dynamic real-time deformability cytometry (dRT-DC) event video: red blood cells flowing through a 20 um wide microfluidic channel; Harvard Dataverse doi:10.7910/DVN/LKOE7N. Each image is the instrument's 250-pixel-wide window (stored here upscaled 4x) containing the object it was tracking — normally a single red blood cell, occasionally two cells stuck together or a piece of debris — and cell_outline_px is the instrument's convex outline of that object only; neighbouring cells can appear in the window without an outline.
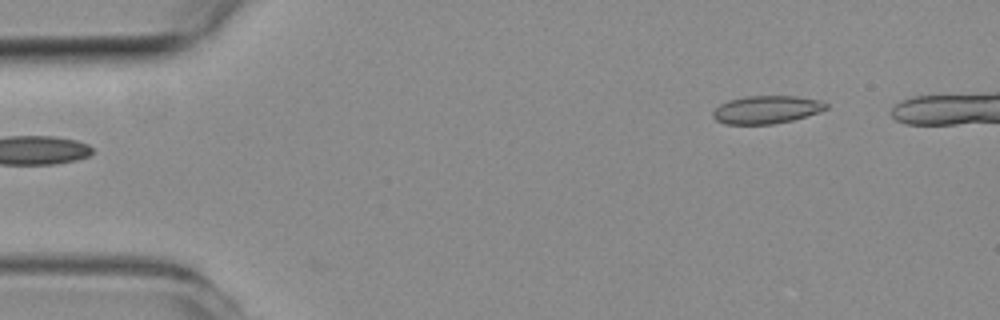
{"species": "common noctule bat (a hibernating species)", "species_latin": "Nyctalus noctula", "temperature_condition": "room temperature", "stored_images_in_passage": 40, "camera_frame_rate_fps": 3000, "um_per_image_px": 0.085, "animal": {"sex": "female", "body_mass_g": 19.3, "forearm_length_mm": 54.1}, "frame": {"image": 1, "passage_image": 1, "time_ms": 0.0, "image_size_px": [1000, 320], "cell_outline_px": [[828, 108], [792, 120], [772, 124], [724, 124], [716, 120], [712, 116], [712, 112], [720, 104], [728, 100], [748, 96], [796, 96], [820, 100], [828, 104]], "centroid_in_image_um": [65.12, 9.31], "position_along_channel_um": 19.9, "area_um2": 18.26}}
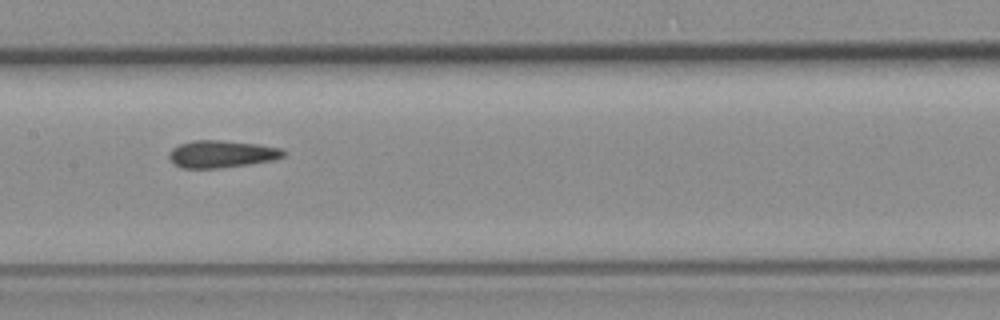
{"frame": {"image": 2, "passage_image": 20, "time_ms": 6.333, "image_size_px": [1000, 320], "cell_outline_px": [[284, 156], [272, 160], [248, 164], [220, 168], [180, 168], [172, 164], [168, 156], [168, 152], [172, 148], [180, 144], [192, 140], [220, 140], [260, 144], [280, 148], [284, 152]], "centroid_in_image_um": [18.77, 13.09], "position_along_channel_um": 188.6, "area_um2": 18.26}}
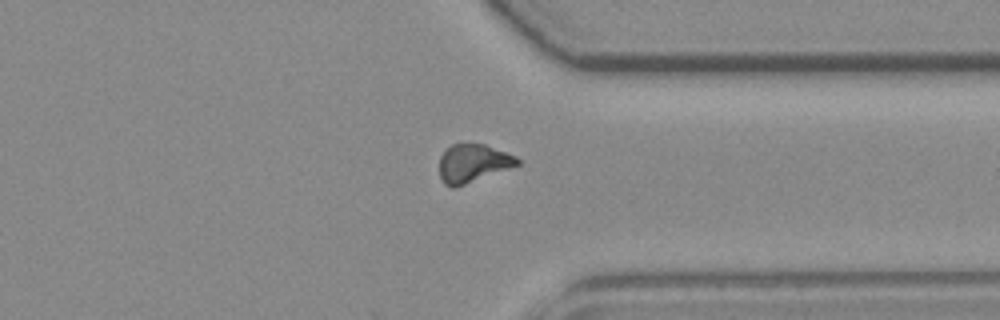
{"frame": {"image": 3, "passage_image": 34, "time_ms": 11.0, "image_size_px": [1000, 320], "cell_outline_px": [[520, 164], [456, 188], [452, 188], [444, 184], [440, 176], [440, 156], [452, 144], [484, 144], [516, 156], [520, 160]], "centroid_in_image_um": [40.19, 13.89], "position_along_channel_um": 371.2, "area_um2": 17.22}, "authors_computed_cell_mechanics": {"area_um2": 18.2359, "velocity_mm_per_s": 3.9783, "shape_relaxation_time_tau1_ms": null, "shape_relaxation_time_tau2_ms": 2.5424, "deformation_change_tau1": null, "deformation_change_tau2": 0.0854}}